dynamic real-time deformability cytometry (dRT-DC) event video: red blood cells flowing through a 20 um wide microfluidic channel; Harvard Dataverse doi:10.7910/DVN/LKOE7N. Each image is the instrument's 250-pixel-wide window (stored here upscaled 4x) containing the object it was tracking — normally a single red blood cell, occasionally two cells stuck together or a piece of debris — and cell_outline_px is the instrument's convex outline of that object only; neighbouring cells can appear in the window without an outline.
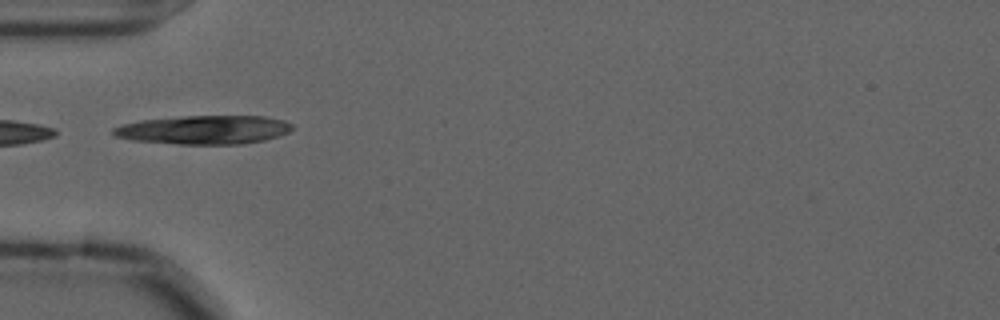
{"species": "common noctule bat (a hibernating species)", "species_latin": "Nyctalus noctula", "temperature_condition": "cold", "stored_images_in_passage": 13, "camera_frame_rate_fps": 3000, "um_per_image_px": 0.085, "animal": {"sex": "male", "forearm_length_mm": 52.5}, "frame": {"image": 1, "passage_image": 1, "time_ms": 0.0, "image_size_px": [1000, 320], "cell_outline_px": [[296, 128], [288, 132], [264, 140], [240, 144], [176, 144], [132, 140], [116, 136], [112, 132], [112, 128], [124, 124], [140, 120], [184, 116], [264, 116], [284, 120], [292, 124]], "centroid_in_image_um": [17.36, 11.03], "position_along_channel_um": 67.6, "area_um2": 29.94}}
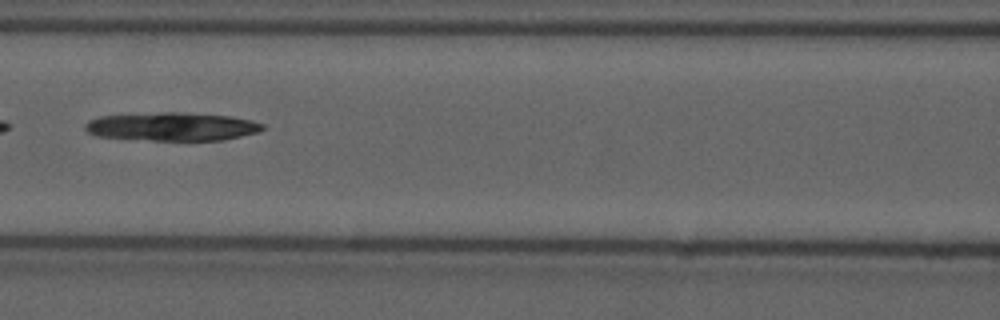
{"frame": {"image": 2, "passage_image": 8, "time_ms": 2.333, "image_size_px": [1000, 320], "cell_outline_px": [[264, 128], [256, 132], [224, 140], [152, 140], [96, 136], [88, 132], [84, 128], [84, 124], [88, 120], [100, 116], [160, 112], [180, 112], [232, 116], [252, 120], [264, 124]], "centroid_in_image_um": [14.61, 10.75], "position_along_channel_um": 152.0, "area_um2": 29.3}}
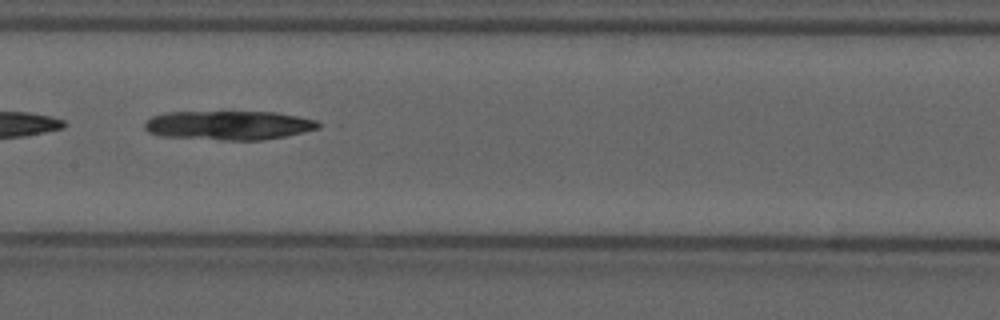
{"frame": {"image": 3, "passage_image": 11, "time_ms": 3.333, "image_size_px": [1000, 320], "cell_outline_px": [[320, 128], [284, 136], [264, 140], [224, 140], [160, 136], [148, 132], [144, 128], [144, 124], [152, 116], [164, 112], [276, 112], [300, 116], [316, 120], [320, 124]], "centroid_in_image_um": [19.44, 10.65], "position_along_channel_um": 188.0, "area_um2": 29.54}}